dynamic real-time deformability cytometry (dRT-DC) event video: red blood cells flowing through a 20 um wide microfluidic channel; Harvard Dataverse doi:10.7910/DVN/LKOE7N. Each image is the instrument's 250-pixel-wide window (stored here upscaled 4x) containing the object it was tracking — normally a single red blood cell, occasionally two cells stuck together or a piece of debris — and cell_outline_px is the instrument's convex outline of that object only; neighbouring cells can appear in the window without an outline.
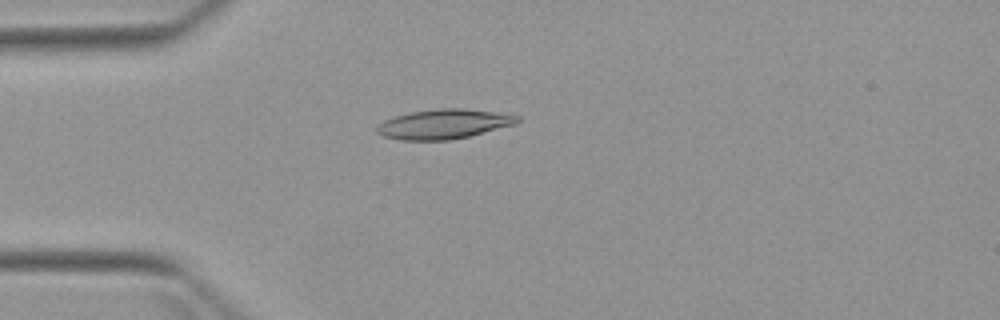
{"species": "Egyptian fruit bat (a non-hibernating species)", "species_latin": "Rousettus aegyptiacus", "temperature_condition": "warm", "stored_images_in_passage": 4, "camera_frame_rate_fps": 3000, "um_per_image_px": 0.085, "animal": {"sex": "female"}, "frame": {"image": 1, "passage_image": 4, "time_ms": 3.667, "image_size_px": [1000, 320], "cell_outline_px": [[520, 120], [516, 124], [468, 136], [448, 140], [400, 140], [384, 136], [376, 132], [376, 128], [384, 120], [396, 116], [412, 112], [440, 108], [464, 108], [520, 116]], "centroid_in_image_um": [37.71, 10.54], "position_along_channel_um": 47.3, "area_um2": 23.93}}